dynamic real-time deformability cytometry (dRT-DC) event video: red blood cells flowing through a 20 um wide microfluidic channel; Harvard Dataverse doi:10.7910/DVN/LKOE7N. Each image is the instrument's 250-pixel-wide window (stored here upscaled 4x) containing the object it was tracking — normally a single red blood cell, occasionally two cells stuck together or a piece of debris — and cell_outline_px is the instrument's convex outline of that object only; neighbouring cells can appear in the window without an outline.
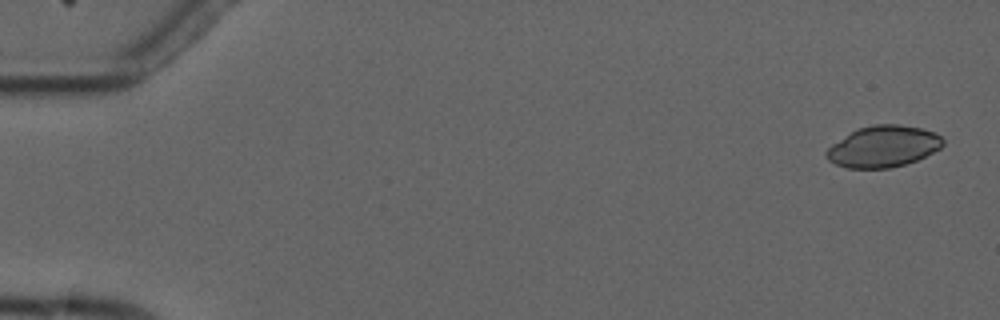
{"species": "common noctule bat (a hibernating species)", "species_latin": "Nyctalus noctula", "temperature_condition": "cold", "stored_images_in_passage": 6, "camera_frame_rate_fps": 3000, "um_per_image_px": 0.085, "animal": {"sex": "male", "forearm_length_mm": 52.5}, "frame": {"image": 1, "passage_image": 1, "time_ms": 0.0, "image_size_px": [1000, 320], "cell_outline_px": [[944, 144], [940, 148], [916, 160], [904, 164], [888, 168], [848, 168], [836, 164], [828, 160], [824, 152], [832, 144], [856, 128], [872, 124], [900, 124], [920, 128], [936, 132], [944, 140]], "centroid_in_image_um": [75.06, 12.43], "position_along_channel_um": 9.9, "area_um2": 28.09}}